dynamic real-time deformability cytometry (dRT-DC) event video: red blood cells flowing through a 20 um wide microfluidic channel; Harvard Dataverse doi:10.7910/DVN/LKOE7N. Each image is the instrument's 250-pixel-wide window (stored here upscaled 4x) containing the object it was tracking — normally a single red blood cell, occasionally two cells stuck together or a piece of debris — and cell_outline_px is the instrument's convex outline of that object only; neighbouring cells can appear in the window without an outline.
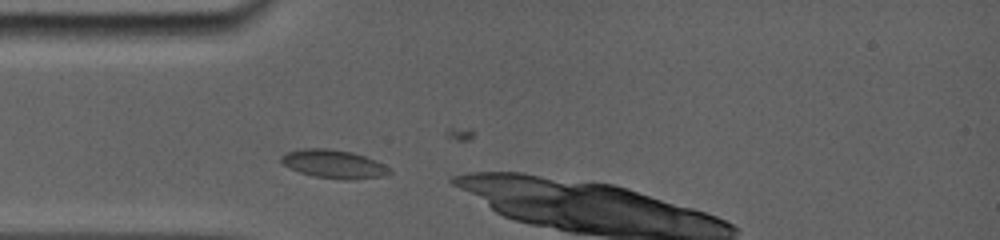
{"species": "common noctule bat (a hibernating species)", "species_latin": "Nyctalus noctula", "temperature_condition": "room temperature", "stored_images_in_passage": 24, "camera_frame_rate_fps": 5000, "um_per_image_px": 0.085, "animal": {"sex": "female", "body_mass_g": 19.0, "forearm_length_mm": 56.7}, "frame": {"image": 1, "passage_image": 5, "time_ms": 1.4, "image_size_px": [1000, 240], "cell_outline_px": [[392, 172], [384, 176], [352, 180], [344, 180], [312, 176], [300, 172], [284, 164], [280, 160], [280, 156], [284, 152], [304, 148], [328, 148], [352, 152], [376, 160], [384, 164]], "centroid_in_image_um": [28.37, 13.94], "position_along_channel_um": 56.6, "area_um2": 18.03}}
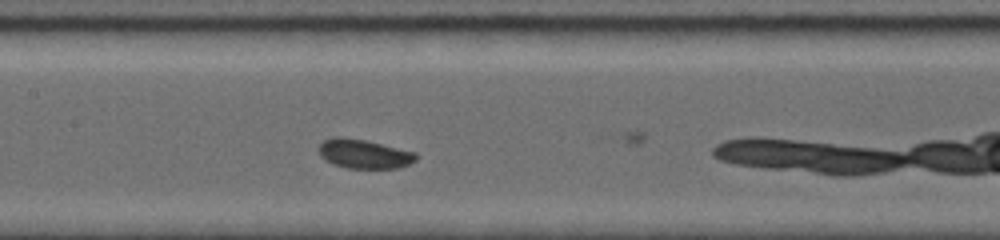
{"frame": {"image": 2, "passage_image": 11, "time_ms": 4.6, "image_size_px": [1000, 240], "cell_outline_px": [[416, 160], [400, 168], [348, 168], [332, 164], [324, 160], [320, 156], [316, 148], [324, 140], [336, 136], [344, 136], [364, 140], [416, 152]], "centroid_in_image_um": [30.88, 13.08], "position_along_channel_um": 176.5, "area_um2": 16.65}}
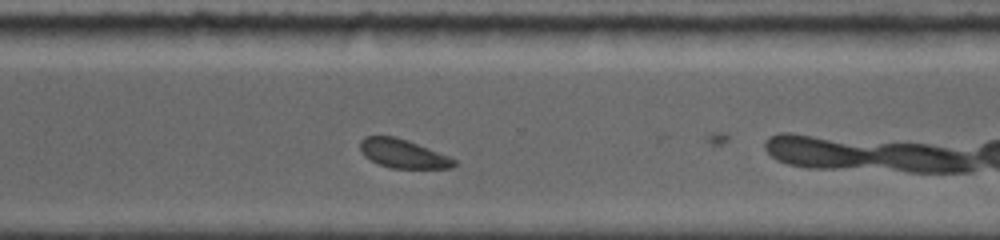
{"frame": {"image": 3, "passage_image": 21, "time_ms": 8.8, "image_size_px": [1000, 240], "cell_outline_px": [[456, 164], [452, 168], [392, 168], [380, 164], [364, 156], [360, 148], [360, 140], [364, 136], [392, 136], [408, 140], [448, 156], [456, 160]], "centroid_in_image_um": [34.24, 13.05], "position_along_channel_um": 336.4, "area_um2": 15.55}}